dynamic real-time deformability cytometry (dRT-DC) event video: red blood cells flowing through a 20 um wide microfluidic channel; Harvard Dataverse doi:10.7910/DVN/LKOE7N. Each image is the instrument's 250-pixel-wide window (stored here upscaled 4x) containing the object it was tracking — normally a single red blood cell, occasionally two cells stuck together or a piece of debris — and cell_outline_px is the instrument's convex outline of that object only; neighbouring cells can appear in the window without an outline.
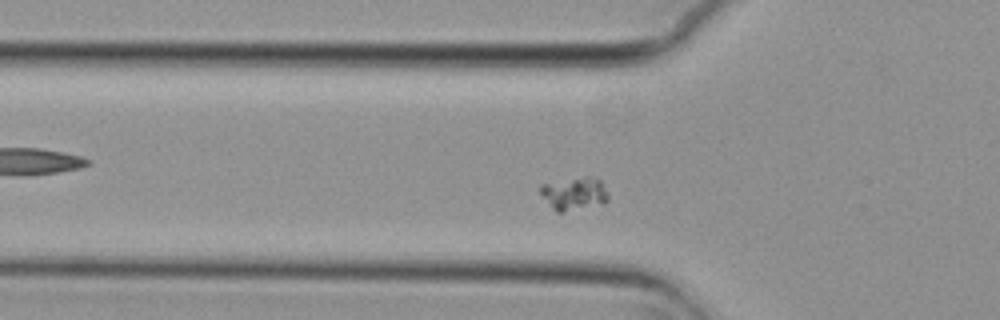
{"species": "common noctule bat (a hibernating species)", "species_latin": "Nyctalus noctula", "temperature_condition": "cold", "stored_images_in_passage": 48, "segment_of_instrument_passage": [1, 2], "camera_frame_rate_fps": 3000, "um_per_image_px": 0.085, "animal": {"sex": "female", "body_mass_g": 29.2, "forearm_length_mm": 56.3}, "frame": {"image": 1, "passage_image": 9, "time_ms": 2.667, "image_size_px": [1000, 320], "cell_outline_px": [[608, 200], [604, 204], [560, 212], [556, 212], [552, 208], [540, 192], [540, 184], [588, 176], [596, 176], [600, 180], [608, 196]], "centroid_in_image_um": [48.82, 16.45], "position_along_channel_um": 77.0, "area_um2": 12.89}}
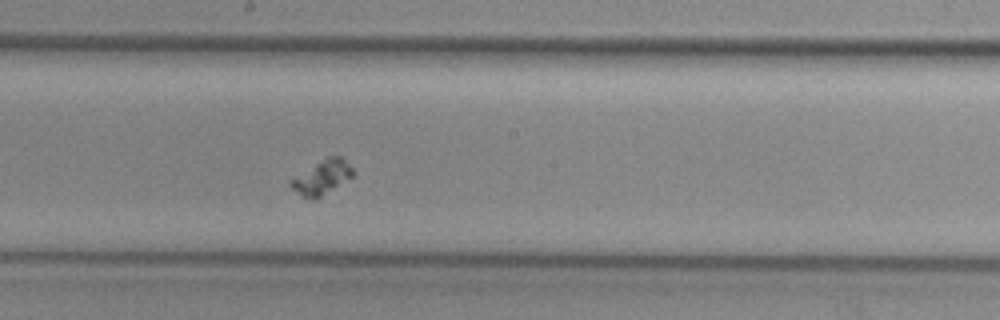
{"frame": {"image": 2, "passage_image": 21, "time_ms": 6.667, "image_size_px": [1000, 320], "cell_outline_px": [[352, 176], [316, 200], [312, 200], [304, 196], [292, 188], [288, 184], [288, 180], [328, 156], [340, 156], [352, 168]], "centroid_in_image_um": [27.32, 15.08], "position_along_channel_um": 220.9, "area_um2": 12.02}}
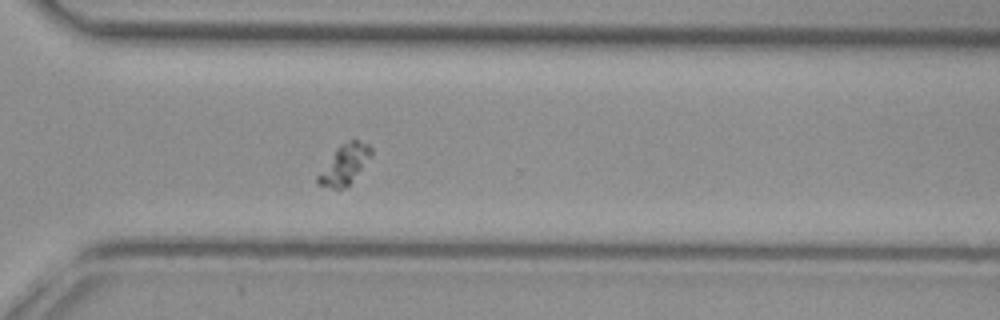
{"frame": {"image": 3, "passage_image": 31, "time_ms": 10.0, "image_size_px": [1000, 320], "cell_outline_px": [[372, 156], [352, 180], [344, 188], [332, 188], [316, 184], [316, 176], [336, 148], [340, 144], [348, 140], [356, 140], [368, 144], [372, 148]], "centroid_in_image_um": [29.26, 13.96], "position_along_channel_um": 341.3, "area_um2": 12.25}}